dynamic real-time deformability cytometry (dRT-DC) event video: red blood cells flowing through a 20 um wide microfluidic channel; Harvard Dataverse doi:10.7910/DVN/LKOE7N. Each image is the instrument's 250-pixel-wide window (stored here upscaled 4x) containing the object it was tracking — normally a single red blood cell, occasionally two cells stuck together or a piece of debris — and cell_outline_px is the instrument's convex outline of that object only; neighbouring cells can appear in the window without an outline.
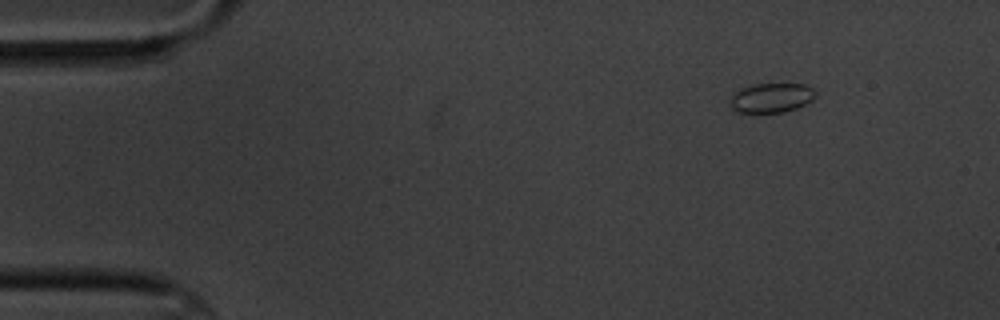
{"species": "common noctule bat (a hibernating species)", "species_latin": "Nyctalus noctula", "temperature_condition": "cold", "stored_images_in_passage": 3, "camera_frame_rate_fps": 3000, "um_per_image_px": 0.085, "animal": {"sex": "male", "body_mass_g": 20.1, "forearm_length_mm": 53.5}, "frame": {"image": 1, "passage_image": 1, "time_ms": 0.0, "image_size_px": [1000, 320], "cell_outline_px": [[816, 96], [812, 100], [796, 108], [784, 112], [736, 112], [732, 108], [728, 96], [740, 88], [752, 84], [804, 84], [812, 88], [816, 92]], "centroid_in_image_um": [65.52, 8.3], "position_along_channel_um": 19.5, "area_um2": 14.8}}